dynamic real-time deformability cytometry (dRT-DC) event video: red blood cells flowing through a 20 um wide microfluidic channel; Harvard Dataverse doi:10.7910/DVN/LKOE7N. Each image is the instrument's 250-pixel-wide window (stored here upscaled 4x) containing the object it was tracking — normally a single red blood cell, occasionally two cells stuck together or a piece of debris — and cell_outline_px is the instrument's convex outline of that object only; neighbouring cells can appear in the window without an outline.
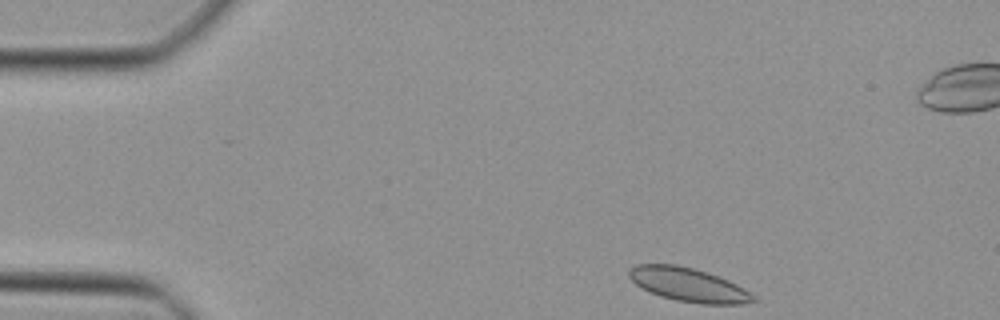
{"species": "Egyptian fruit bat (a non-hibernating species)", "species_latin": "Rousettus aegyptiacus", "temperature_condition": "cold", "stored_images_in_passage": 16, "camera_frame_rate_fps": 3000, "um_per_image_px": 0.085, "animal": {"sex": "female"}, "frame": {"image": 1, "passage_image": 1, "time_ms": 0.0, "image_size_px": [1000, 320], "cell_outline_px": [[756, 300], [740, 304], [704, 304], [676, 300], [660, 296], [636, 284], [628, 276], [628, 268], [636, 264], [676, 264], [692, 268], [728, 280], [744, 288]], "centroid_in_image_um": [58.46, 24.19], "position_along_channel_um": 26.5, "area_um2": 23.99}}
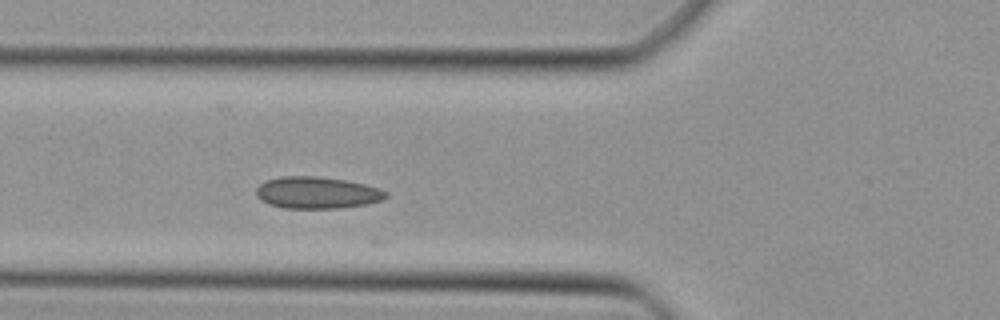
{"frame": {"image": 2, "passage_image": 11, "time_ms": 3.333, "image_size_px": [1000, 320], "cell_outline_px": [[388, 196], [384, 200], [368, 204], [340, 208], [284, 208], [268, 204], [260, 200], [256, 196], [256, 188], [264, 180], [280, 176], [316, 176], [344, 180], [364, 184], [380, 188], [388, 192]], "centroid_in_image_um": [26.94, 16.38], "position_along_channel_um": 98.9, "area_um2": 24.33}}
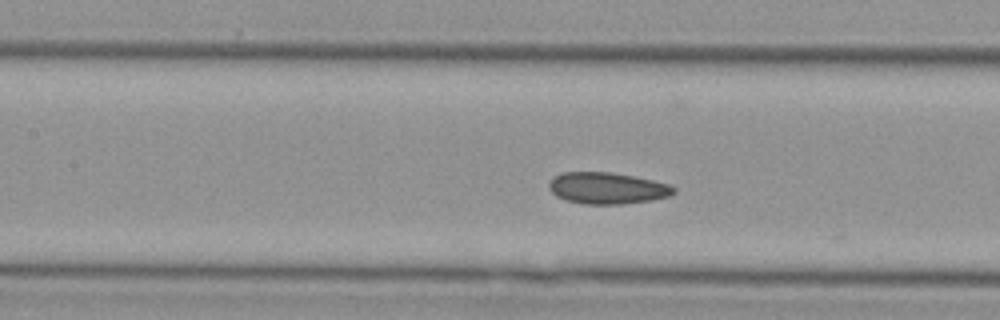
{"frame": {"image": 3, "passage_image": 15, "time_ms": 4.667, "image_size_px": [1000, 320], "cell_outline_px": [[676, 192], [668, 196], [652, 200], [620, 204], [584, 204], [564, 200], [556, 196], [548, 188], [548, 180], [552, 176], [564, 172], [612, 172], [652, 180], [668, 184], [676, 188]], "centroid_in_image_um": [51.56, 15.99], "position_along_channel_um": 155.8, "area_um2": 23.06}}